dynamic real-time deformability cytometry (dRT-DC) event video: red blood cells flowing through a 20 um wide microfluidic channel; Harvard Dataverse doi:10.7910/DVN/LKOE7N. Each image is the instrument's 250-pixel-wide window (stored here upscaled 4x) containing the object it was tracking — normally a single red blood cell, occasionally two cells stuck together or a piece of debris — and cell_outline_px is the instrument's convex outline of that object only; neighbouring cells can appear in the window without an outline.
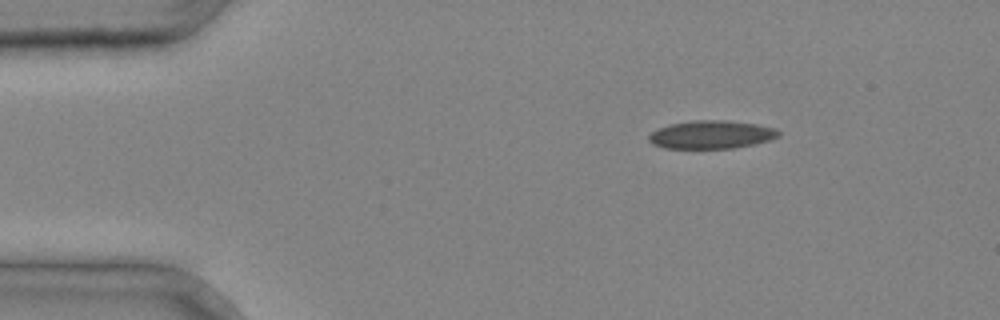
{"species": "common noctule bat (a hibernating species)", "species_latin": "Nyctalus noctula", "temperature_condition": "cold", "stored_images_in_passage": 2, "camera_frame_rate_fps": 3000, "um_per_image_px": 0.085, "animal": {"sex": "male", "body_mass_g": 20.4}, "frame": {"image": 1, "passage_image": 1, "time_ms": 0.0, "image_size_px": [1000, 320], "cell_outline_px": [[780, 136], [768, 140], [752, 144], [732, 148], [664, 148], [652, 144], [648, 140], [648, 136], [652, 132], [668, 124], [692, 120], [724, 120], [756, 124], [776, 128], [780, 132]], "centroid_in_image_um": [60.44, 11.43], "position_along_channel_um": 24.6, "area_um2": 21.21}}
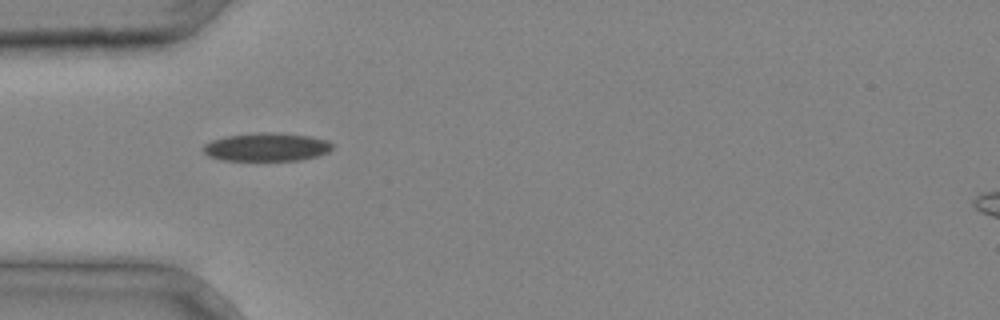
{"frame": {"image": 2, "passage_image": 2, "time_ms": 0.333, "image_size_px": [1000, 320], "cell_outline_px": [[332, 148], [328, 152], [316, 156], [300, 160], [220, 160], [208, 156], [204, 152], [204, 144], [212, 140], [224, 136], [260, 132], [276, 132], [312, 136], [328, 140], [332, 144]], "centroid_in_image_um": [22.66, 12.49], "position_along_channel_um": 62.3, "area_um2": 21.39}}